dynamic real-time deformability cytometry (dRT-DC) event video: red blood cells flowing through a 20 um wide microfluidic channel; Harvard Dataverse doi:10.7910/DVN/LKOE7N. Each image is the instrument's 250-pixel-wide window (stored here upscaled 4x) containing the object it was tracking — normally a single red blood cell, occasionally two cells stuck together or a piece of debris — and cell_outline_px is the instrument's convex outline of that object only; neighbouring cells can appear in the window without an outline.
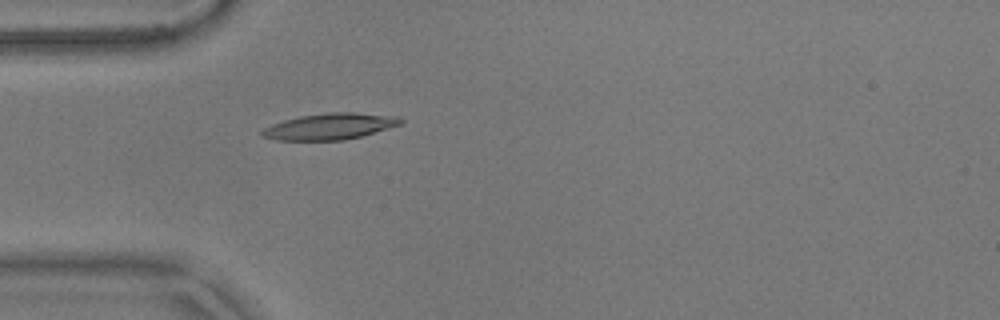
{"species": "common noctule bat (a hibernating species)", "species_latin": "Nyctalus noctula", "temperature_condition": "warm", "stored_images_in_passage": 39, "camera_frame_rate_fps": 3000, "um_per_image_px": 0.085, "animal": {"sex": "male", "body_mass_g": 17.9}, "frame": {"image": 1, "passage_image": 1, "time_ms": 0.0, "image_size_px": [1000, 320], "cell_outline_px": [[404, 120], [400, 124], [388, 128], [360, 136], [344, 140], [276, 140], [260, 136], [260, 132], [264, 128], [272, 124], [284, 120], [300, 116], [328, 112], [352, 112], [400, 116]], "centroid_in_image_um": [28.02, 10.74], "position_along_channel_um": 57.0, "area_um2": 21.15}}
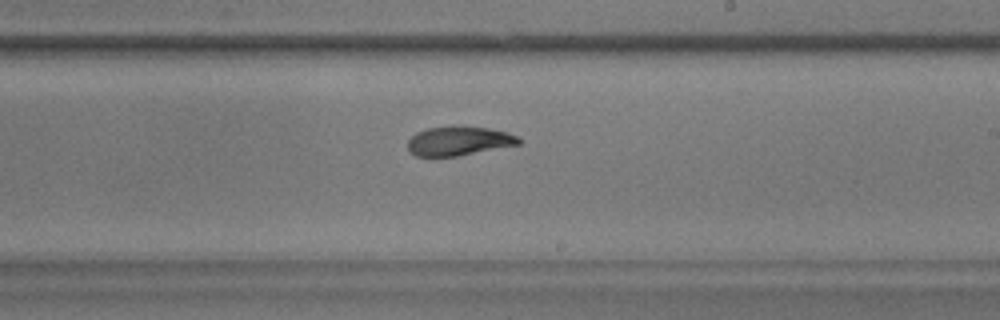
{"frame": {"image": 2, "passage_image": 17, "time_ms": 5.333, "image_size_px": [1000, 320], "cell_outline_px": [[524, 140], [520, 144], [456, 156], [416, 156], [408, 152], [408, 140], [416, 132], [428, 128], [488, 128], [508, 132], [520, 136]], "centroid_in_image_um": [39.03, 12.01], "position_along_channel_um": 250.0, "area_um2": 18.44}}
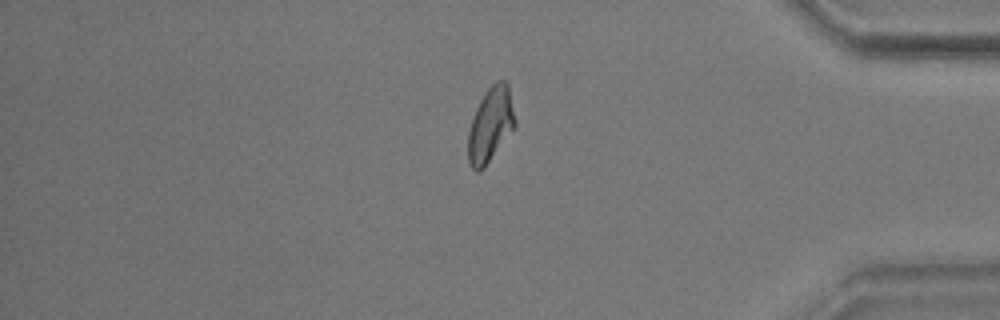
{"frame": {"image": 3, "passage_image": 31, "time_ms": 10.0, "image_size_px": [1000, 320], "cell_outline_px": [[516, 128], [484, 168], [480, 172], [476, 172], [468, 164], [468, 132], [476, 108], [480, 100], [488, 88], [496, 80], [504, 80], [508, 84], [516, 120]], "centroid_in_image_um": [41.71, 10.63], "position_along_channel_um": 393.5, "area_um2": 20.69}, "authors_computed_cell_mechanics": {"area_um2": 20.0566, "velocity_mm_per_s": 3.6868, "shape_relaxation_time_tau1_ms": 7.9449, "shape_relaxation_time_tau2_ms": 2.4617, "deformation_change_tau1": 0.2016, "deformation_change_tau2": 0.0864}}